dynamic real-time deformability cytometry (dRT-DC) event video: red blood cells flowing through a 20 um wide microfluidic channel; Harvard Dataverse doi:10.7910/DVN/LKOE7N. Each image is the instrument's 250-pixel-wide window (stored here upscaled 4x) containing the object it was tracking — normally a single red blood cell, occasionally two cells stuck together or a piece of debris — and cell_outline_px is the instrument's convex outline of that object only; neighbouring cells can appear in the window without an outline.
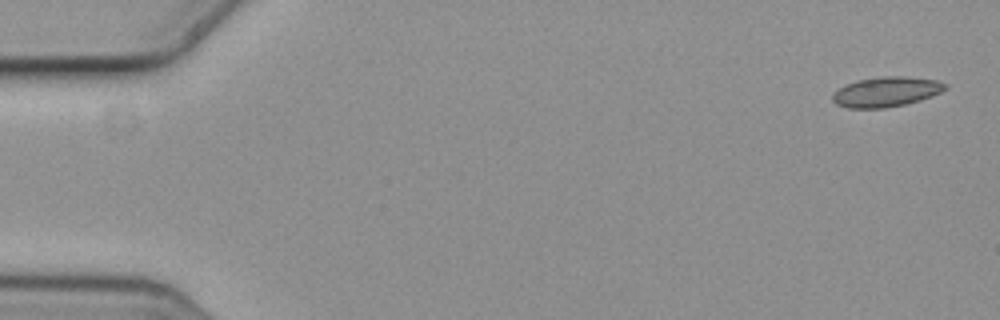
{"species": "common noctule bat (a hibernating species)", "species_latin": "Nyctalus noctula", "temperature_condition": "cold", "stored_images_in_passage": 5, "camera_frame_rate_fps": 3000, "um_per_image_px": 0.085, "animal": {"sex": "female", "body_mass_g": 19.3, "forearm_length_mm": 54.1}, "frame": {"image": 1, "passage_image": 1, "time_ms": 0.0, "image_size_px": [1000, 320], "cell_outline_px": [[948, 88], [932, 96], [920, 100], [904, 104], [884, 108], [848, 108], [836, 104], [832, 100], [832, 92], [856, 80], [880, 76], [904, 76], [936, 80], [948, 84]], "centroid_in_image_um": [75.32, 7.8], "position_along_channel_um": 9.7, "area_um2": 19.71}}
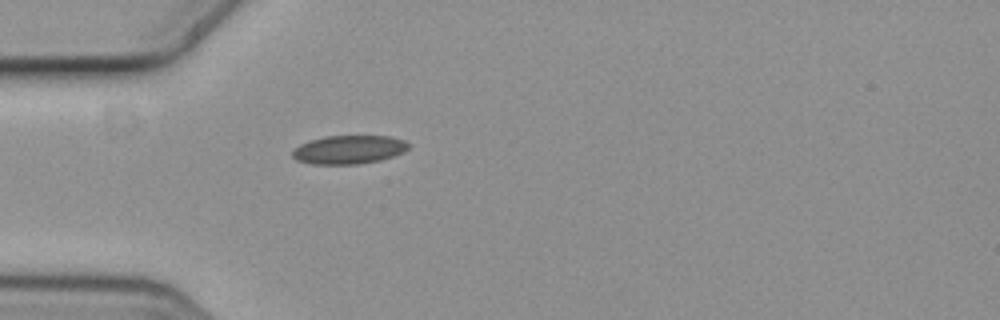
{"frame": {"image": 2, "passage_image": 5, "time_ms": 1.333, "image_size_px": [1000, 320], "cell_outline_px": [[412, 144], [404, 152], [380, 160], [356, 164], [312, 164], [296, 160], [292, 156], [292, 152], [300, 144], [308, 140], [324, 136], [392, 136], [404, 140]], "centroid_in_image_um": [29.66, 12.71], "position_along_channel_um": 55.3, "area_um2": 19.42}}